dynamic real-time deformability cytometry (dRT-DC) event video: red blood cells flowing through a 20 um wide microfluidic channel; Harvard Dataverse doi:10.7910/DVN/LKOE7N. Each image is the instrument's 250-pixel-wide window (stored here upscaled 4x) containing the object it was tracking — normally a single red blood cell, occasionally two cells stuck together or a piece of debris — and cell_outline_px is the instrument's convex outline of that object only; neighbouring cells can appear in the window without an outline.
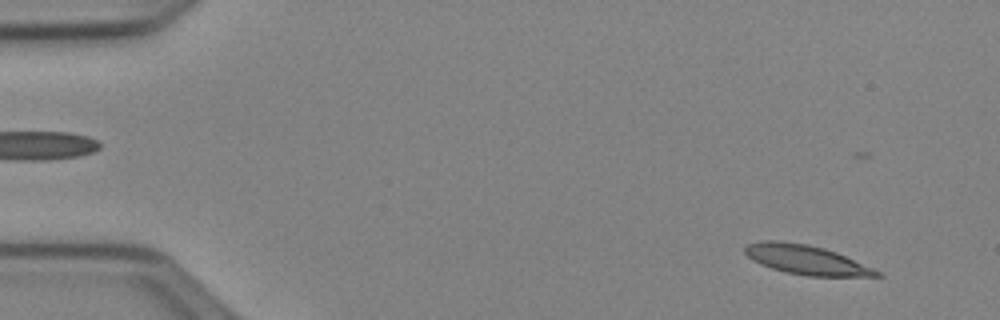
{"species": "Egyptian fruit bat (a non-hibernating species)", "species_latin": "Rousettus aegyptiacus", "temperature_condition": "cold", "stored_images_in_passage": 48, "camera_frame_rate_fps": 3000, "um_per_image_px": 0.085, "animal": {"sex": "female"}, "frame": {"image": 1, "passage_image": 5, "time_ms": 1.333, "image_size_px": [1000, 320], "cell_outline_px": [[884, 276], [808, 276], [784, 272], [760, 264], [752, 260], [744, 252], [744, 248], [748, 244], [764, 240], [780, 240], [808, 244], [824, 248], [836, 252], [872, 268], [880, 272]], "centroid_in_image_um": [68.48, 22.07], "position_along_channel_um": 16.5, "area_um2": 22.43}}
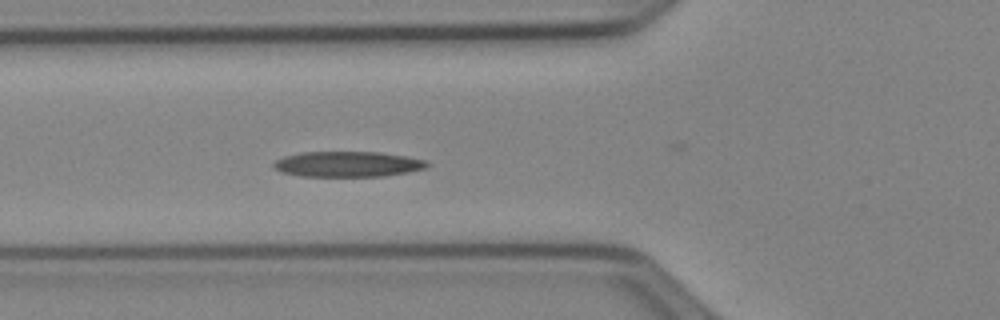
{"frame": {"image": 2, "passage_image": 20, "time_ms": 6.333, "image_size_px": [1000, 320], "cell_outline_px": [[428, 164], [424, 168], [408, 172], [384, 176], [300, 176], [280, 172], [272, 168], [272, 164], [276, 160], [284, 156], [300, 152], [380, 152], [404, 156], [424, 160]], "centroid_in_image_um": [29.47, 13.95], "position_along_channel_um": 96.3, "area_um2": 22.72}}
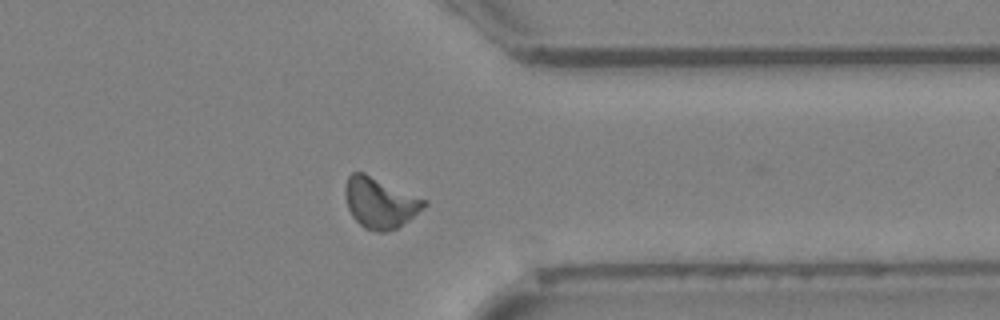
{"frame": {"image": 3, "passage_image": 42, "time_ms": 13.667, "image_size_px": [1000, 320], "cell_outline_px": [[428, 204], [424, 208], [408, 220], [396, 228], [384, 232], [376, 232], [364, 228], [352, 216], [348, 208], [344, 192], [344, 188], [348, 176], [352, 172], [364, 172], [428, 200]], "centroid_in_image_um": [32.3, 17.22], "position_along_channel_um": 379.1, "area_um2": 23.35}, "authors_computed_cell_mechanics": {"area_um2": 22.4264, "velocity_mm_per_s": 3.9146, "shape_relaxation_time_tau1_ms": 8.6592, "shape_relaxation_time_tau2_ms": 5.311, "deformation_change_tau1": 0.2045, "deformation_change_tau2": 0.1359}}